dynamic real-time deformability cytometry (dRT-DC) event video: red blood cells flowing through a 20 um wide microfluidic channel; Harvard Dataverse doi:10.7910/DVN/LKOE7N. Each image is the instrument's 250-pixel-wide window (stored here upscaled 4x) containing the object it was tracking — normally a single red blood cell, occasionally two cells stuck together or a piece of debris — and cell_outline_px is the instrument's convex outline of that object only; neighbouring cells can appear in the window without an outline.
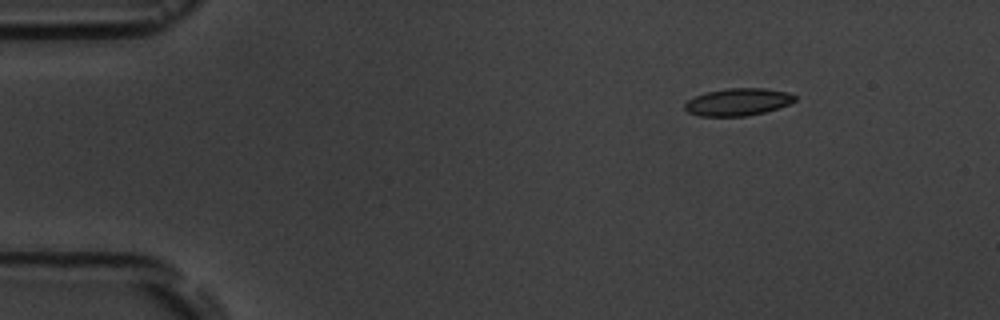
{"species": "common noctule bat (a hibernating species)", "species_latin": "Nyctalus noctula", "temperature_condition": "room temperature", "stored_images_in_passage": 7, "camera_frame_rate_fps": 3000, "um_per_image_px": 0.085, "animal": {"sex": "male", "body_mass_g": 19.5, "forearm_length_mm": 54.6}, "frame": {"image": 1, "passage_image": 3, "time_ms": 2.333, "image_size_px": [1000, 320], "cell_outline_px": [[796, 100], [788, 104], [764, 112], [744, 116], [700, 116], [688, 112], [684, 108], [684, 104], [688, 100], [704, 92], [728, 88], [764, 88], [788, 92], [796, 96]], "centroid_in_image_um": [62.7, 8.66], "position_along_channel_um": 22.3, "area_um2": 17.46}}
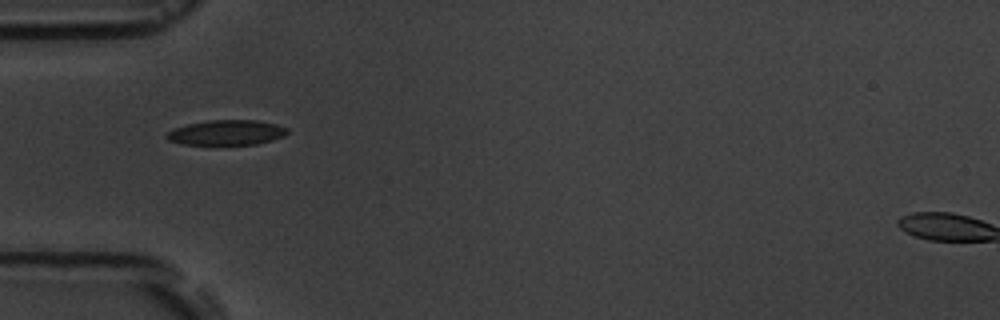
{"frame": {"image": 2, "passage_image": 6, "time_ms": 5.667, "image_size_px": [1000, 320], "cell_outline_px": [[288, 132], [284, 136], [272, 140], [256, 144], [212, 148], [180, 144], [168, 140], [164, 136], [168, 132], [176, 128], [188, 124], [208, 120], [256, 120], [276, 124], [288, 128]], "centroid_in_image_um": [19.21, 11.33], "position_along_channel_um": 65.8, "area_um2": 18.61}}
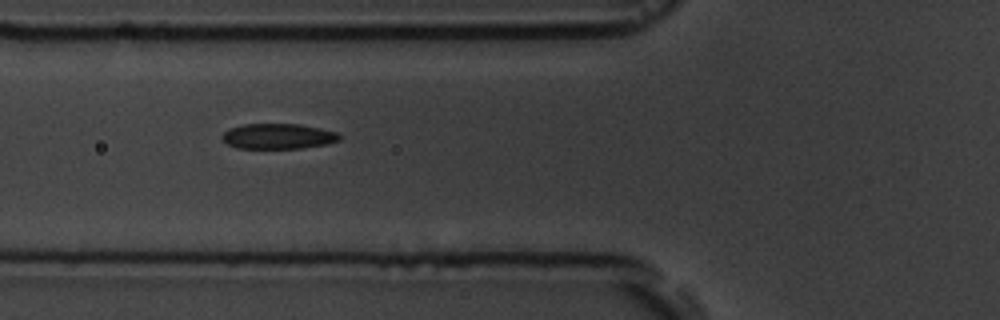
{"frame": {"image": 3, "passage_image": 7, "time_ms": 6.667, "image_size_px": [1000, 320], "cell_outline_px": [[340, 140], [328, 144], [300, 148], [236, 148], [228, 144], [220, 136], [228, 128], [244, 124], [300, 124], [320, 128], [336, 132], [340, 136]], "centroid_in_image_um": [23.63, 11.58], "position_along_channel_um": 102.2, "area_um2": 17.34}}